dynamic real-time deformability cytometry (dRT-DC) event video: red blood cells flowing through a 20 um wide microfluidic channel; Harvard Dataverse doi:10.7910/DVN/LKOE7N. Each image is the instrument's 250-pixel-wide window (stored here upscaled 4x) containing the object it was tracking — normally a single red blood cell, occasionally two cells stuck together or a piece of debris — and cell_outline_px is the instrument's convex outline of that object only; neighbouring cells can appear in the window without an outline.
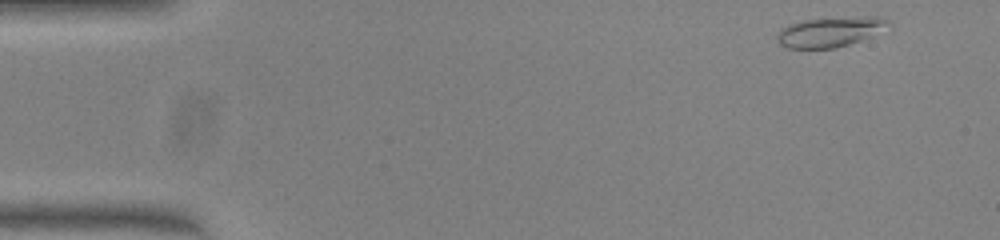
{"species": "common noctule bat (a hibernating species)", "species_latin": "Nyctalus noctula", "temperature_condition": "warm", "stored_images_in_passage": 48, "camera_frame_rate_fps": 3000, "um_per_image_px": 0.085, "animal": {"sex": "female", "body_mass_g": 23.0, "forearm_length_mm": 53.4}, "frame": {"image": 1, "passage_image": 1, "time_ms": 0.0, "image_size_px": [1000, 240], "cell_outline_px": [[892, 24], [860, 40], [836, 48], [788, 48], [780, 44], [776, 40], [776, 36], [780, 28], [788, 24], [804, 20], [864, 16], [884, 16]], "centroid_in_image_um": [70.52, 2.7], "position_along_channel_um": 14.5, "area_um2": 19.31}}
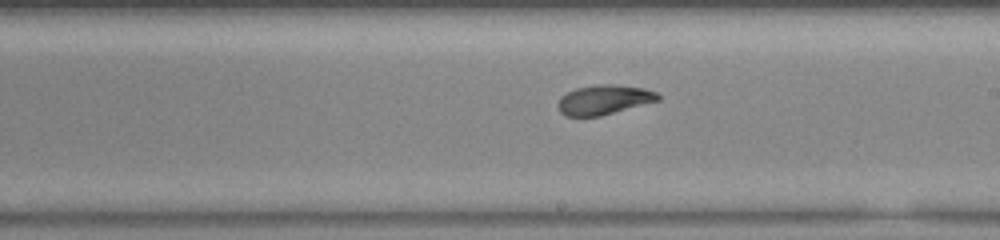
{"frame": {"image": 2, "passage_image": 26, "time_ms": 8.333, "image_size_px": [1000, 240], "cell_outline_px": [[660, 100], [600, 116], [564, 116], [560, 112], [556, 104], [560, 96], [576, 88], [600, 84], [616, 84], [644, 88], [656, 92], [660, 96]], "centroid_in_image_um": [51.32, 8.47], "position_along_channel_um": 237.7, "area_um2": 17.34}}
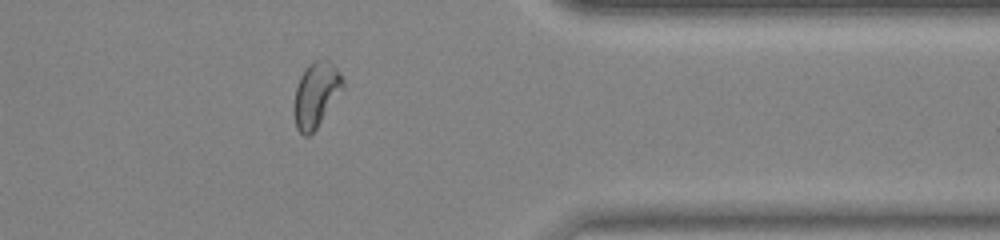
{"frame": {"image": 3, "passage_image": 38, "time_ms": 12.333, "image_size_px": [1000, 240], "cell_outline_px": [[344, 88], [316, 128], [308, 136], [304, 136], [296, 128], [292, 112], [292, 108], [296, 88], [300, 76], [304, 68], [308, 64], [316, 60], [328, 60], [340, 72], [344, 80]], "centroid_in_image_um": [26.84, 8.05], "position_along_channel_um": 384.6, "area_um2": 18.61}, "authors_computed_cell_mechanics": {"area_um2": 18.4093, "velocity_mm_per_s": 4.0461, "shape_relaxation_time_tau1_ms": 4.8126, "shape_relaxation_time_tau2_ms": 2.4171, "deformation_change_tau1": 0.1727, "deformation_change_tau2": 0.0909}}